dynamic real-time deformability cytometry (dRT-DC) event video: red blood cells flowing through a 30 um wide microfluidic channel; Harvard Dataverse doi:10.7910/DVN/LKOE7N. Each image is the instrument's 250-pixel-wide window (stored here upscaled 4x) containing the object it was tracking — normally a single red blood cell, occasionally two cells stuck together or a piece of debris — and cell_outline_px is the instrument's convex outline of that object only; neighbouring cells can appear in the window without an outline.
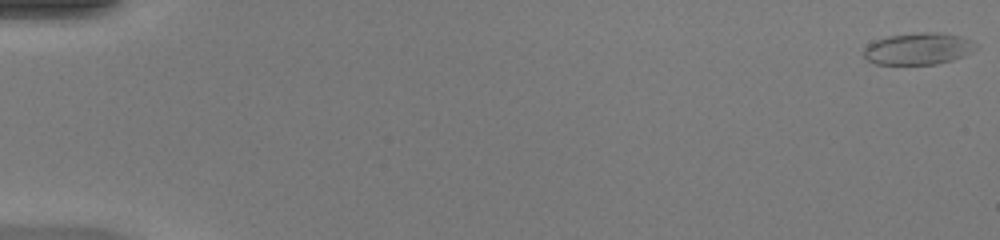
{"species": "common noctule bat (a hibernating species)", "species_latin": "Nyctalus noctula", "temperature_condition": "warm", "stored_images_in_passage": 50, "camera_frame_rate_fps": 3000, "um_per_image_px": 0.085, "animal": {"sex": "female", "body_mass_g": 20.0, "forearm_length_mm": 54.0}, "frame": {"image": 1, "passage_image": 1, "time_ms": 0.0, "image_size_px": [1000, 240], "cell_outline_px": [[980, 44], [976, 48], [964, 56], [952, 60], [936, 64], [876, 64], [868, 60], [864, 56], [864, 48], [868, 44], [876, 40], [888, 36], [920, 32], [940, 32], [960, 36], [972, 40]], "centroid_in_image_um": [78.09, 4.13], "position_along_channel_um": 6.9, "area_um2": 20.87}}
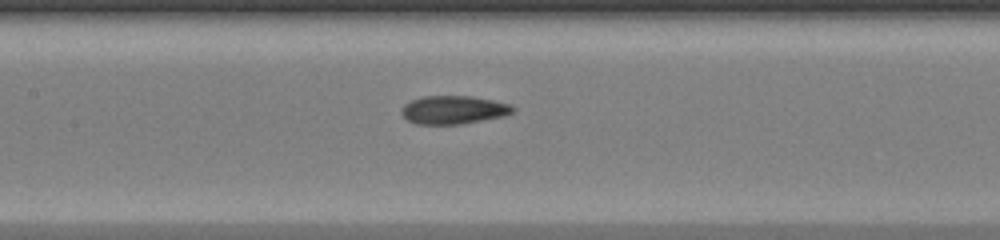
{"frame": {"image": 2, "passage_image": 25, "time_ms": 8.0, "image_size_px": [1000, 240], "cell_outline_px": [[516, 108], [512, 112], [504, 116], [460, 124], [416, 124], [408, 120], [400, 112], [404, 104], [412, 100], [424, 96], [472, 96], [512, 104]], "centroid_in_image_um": [38.56, 9.33], "position_along_channel_um": 168.8, "area_um2": 18.32}}
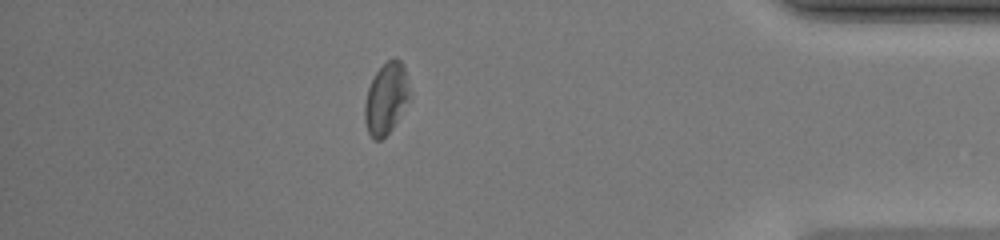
{"frame": {"image": 3, "passage_image": 44, "time_ms": 14.333, "image_size_px": [1000, 240], "cell_outline_px": [[412, 92], [392, 128], [380, 140], [372, 140], [368, 132], [364, 120], [364, 104], [368, 88], [376, 72], [388, 60], [396, 56], [404, 64]], "centroid_in_image_um": [32.83, 8.34], "position_along_channel_um": 402.4, "area_um2": 18.73}, "authors_computed_cell_mechanics": {"area_um2": 19.2763, "velocity_mm_per_s": 4.2406, "shape_relaxation_time_tau1_ms": null, "shape_relaxation_time_tau2_ms": 2.0316, "deformation_change_tau1": null, "deformation_change_tau2": 0.0814}}